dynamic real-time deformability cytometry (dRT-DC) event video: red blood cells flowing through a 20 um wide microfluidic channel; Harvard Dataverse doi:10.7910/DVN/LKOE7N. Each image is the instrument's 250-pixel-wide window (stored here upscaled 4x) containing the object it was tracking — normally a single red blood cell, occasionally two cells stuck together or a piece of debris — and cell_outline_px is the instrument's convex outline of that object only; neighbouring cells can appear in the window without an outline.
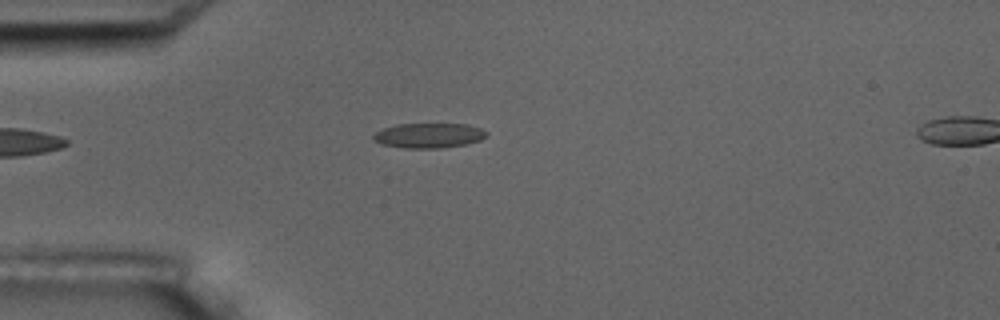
{"species": "common noctule bat (a hibernating species)", "species_latin": "Nyctalus noctula", "temperature_condition": "room temperature", "stored_images_in_passage": 2, "camera_frame_rate_fps": 3000, "um_per_image_px": 0.085, "animal": {"sex": "male", "body_mass_g": 17.5, "forearm_length_mm": 52.3}, "frame": {"image": 1, "passage_image": 1, "time_ms": 0.0, "image_size_px": [1000, 320], "cell_outline_px": [[488, 136], [480, 140], [464, 144], [444, 148], [404, 148], [384, 144], [372, 140], [372, 136], [376, 132], [384, 128], [396, 124], [468, 124], [480, 128], [488, 132]], "centroid_in_image_um": [36.47, 11.51], "position_along_channel_um": 48.5, "area_um2": 16.42}}